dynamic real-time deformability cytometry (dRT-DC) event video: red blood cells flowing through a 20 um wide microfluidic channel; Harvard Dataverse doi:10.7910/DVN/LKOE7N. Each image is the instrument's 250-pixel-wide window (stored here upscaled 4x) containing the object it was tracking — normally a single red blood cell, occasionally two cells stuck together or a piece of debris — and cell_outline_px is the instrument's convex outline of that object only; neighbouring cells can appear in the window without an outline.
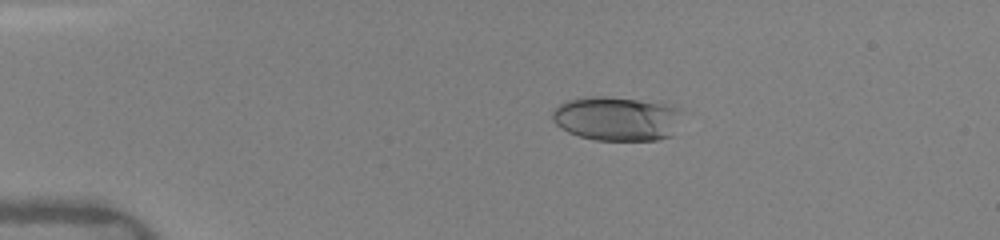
{"species": "human", "species_latin": "Homo sapiens", "temperature_condition": "warm", "stored_images_in_passage": 8, "camera_frame_rate_fps": 3000, "um_per_image_px": 0.085, "donor": {"sex": "female"}, "frame": {"image": 1, "passage_image": 2, "time_ms": 1.0, "image_size_px": [1000, 240], "cell_outline_px": [[680, 112], [672, 136], [656, 140], [596, 140], [580, 136], [568, 132], [560, 128], [552, 120], [552, 112], [560, 104], [568, 100], [592, 96], [604, 96], [636, 100], [664, 104], [680, 108]], "centroid_in_image_um": [52.38, 10.09], "position_along_channel_um": 32.6, "area_um2": 33.06}}
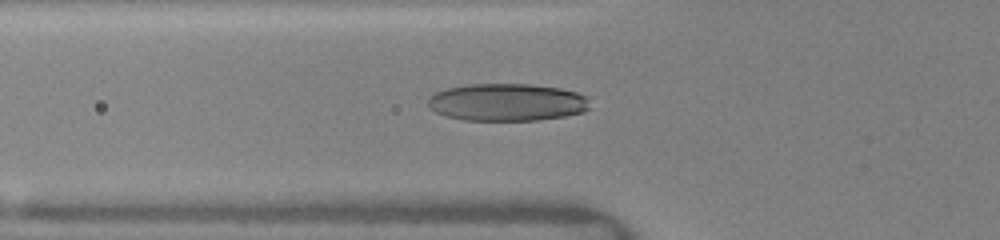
{"frame": {"image": 2, "passage_image": 6, "time_ms": 3.667, "image_size_px": [1000, 240], "cell_outline_px": [[588, 108], [584, 112], [564, 116], [536, 120], [464, 120], [444, 116], [428, 108], [428, 100], [436, 92], [444, 88], [468, 84], [528, 84], [560, 88], [576, 92], [588, 96]], "centroid_in_image_um": [43.07, 8.69], "position_along_channel_um": 82.7, "area_um2": 35.43}}
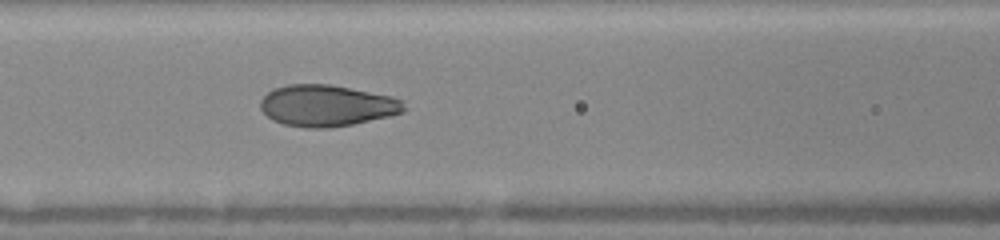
{"frame": {"image": 3, "passage_image": 8, "time_ms": 5.0, "image_size_px": [1000, 240], "cell_outline_px": [[408, 108], [404, 112], [388, 116], [352, 124], [328, 128], [304, 128], [284, 124], [272, 120], [260, 108], [260, 100], [272, 88], [288, 84], [332, 84], [392, 96], [404, 100]], "centroid_in_image_um": [27.8, 8.97], "position_along_channel_um": 138.8, "area_um2": 34.97}}